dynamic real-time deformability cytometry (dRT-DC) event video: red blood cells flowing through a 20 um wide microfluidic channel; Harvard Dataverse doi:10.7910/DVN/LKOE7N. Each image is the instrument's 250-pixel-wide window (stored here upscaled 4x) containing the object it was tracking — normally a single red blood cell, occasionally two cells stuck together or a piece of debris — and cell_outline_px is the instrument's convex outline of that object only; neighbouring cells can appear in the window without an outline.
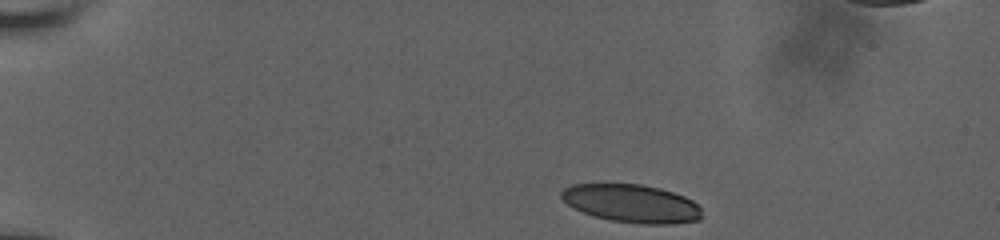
{"species": "human", "species_latin": "Homo sapiens", "temperature_condition": "room temperature", "stored_images_in_passage": 47, "segment_of_instrument_passage": [1, 2], "camera_frame_rate_fps": 3000, "um_per_image_px": 0.085, "donor": {"sex": "male"}, "frame": {"image": 1, "passage_image": 1, "time_ms": 0.0, "image_size_px": [1000, 240], "cell_outline_px": [[700, 220], [672, 224], [644, 224], [608, 220], [592, 216], [568, 204], [560, 196], [560, 192], [564, 188], [572, 184], [640, 184], [660, 188], [684, 196], [692, 200], [700, 208]], "centroid_in_image_um": [53.68, 17.3], "position_along_channel_um": 31.3, "area_um2": 31.1}}
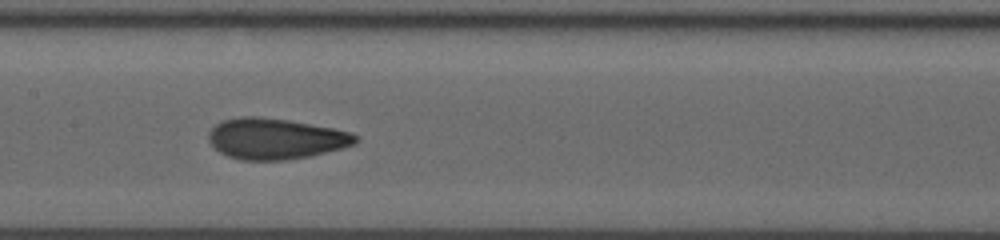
{"frame": {"image": 2, "passage_image": 20, "time_ms": 6.333, "image_size_px": [1000, 240], "cell_outline_px": [[360, 140], [356, 144], [312, 156], [288, 160], [240, 160], [228, 156], [220, 152], [208, 140], [208, 132], [216, 124], [224, 120], [244, 116], [252, 116], [288, 120], [332, 128], [348, 132], [360, 136]], "centroid_in_image_um": [23.44, 11.8], "position_along_channel_um": 184.0, "area_um2": 34.97}}
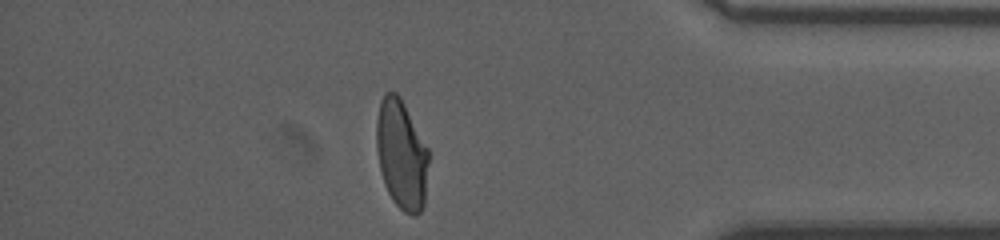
{"frame": {"image": 3, "passage_image": 39, "time_ms": 12.667, "image_size_px": [1000, 240], "cell_outline_px": [[428, 160], [424, 204], [420, 212], [416, 216], [412, 216], [404, 212], [392, 200], [384, 184], [380, 172], [376, 148], [376, 120], [380, 100], [384, 92], [396, 92], [400, 96], [428, 148]], "centroid_in_image_um": [34.1, 13.13], "position_along_channel_um": 401.1, "area_um2": 33.47}}